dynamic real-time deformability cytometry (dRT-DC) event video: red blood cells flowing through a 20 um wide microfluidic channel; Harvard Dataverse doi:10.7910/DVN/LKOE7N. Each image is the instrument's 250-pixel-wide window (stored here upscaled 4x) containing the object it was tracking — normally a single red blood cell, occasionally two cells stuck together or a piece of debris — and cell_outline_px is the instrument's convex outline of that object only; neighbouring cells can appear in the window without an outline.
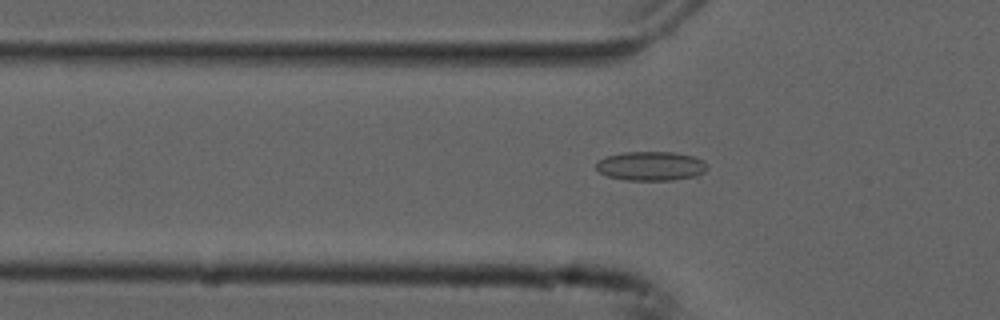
{"species": "common noctule bat (a hibernating species)", "species_latin": "Nyctalus noctula", "temperature_condition": "cold", "stored_images_in_passage": 54, "camera_frame_rate_fps": 3000, "um_per_image_px": 0.085, "animal": {"sex": "male", "forearm_length_mm": 52.5}, "frame": {"image": 1, "passage_image": 17, "time_ms": 5.333, "image_size_px": [1000, 320], "cell_outline_px": [[708, 168], [704, 172], [696, 176], [672, 180], [624, 180], [608, 176], [600, 172], [596, 168], [596, 164], [600, 160], [608, 156], [624, 152], [672, 152], [692, 156], [704, 160], [708, 164]], "centroid_in_image_um": [55.37, 14.12], "position_along_channel_um": 70.4, "area_um2": 18.84}}
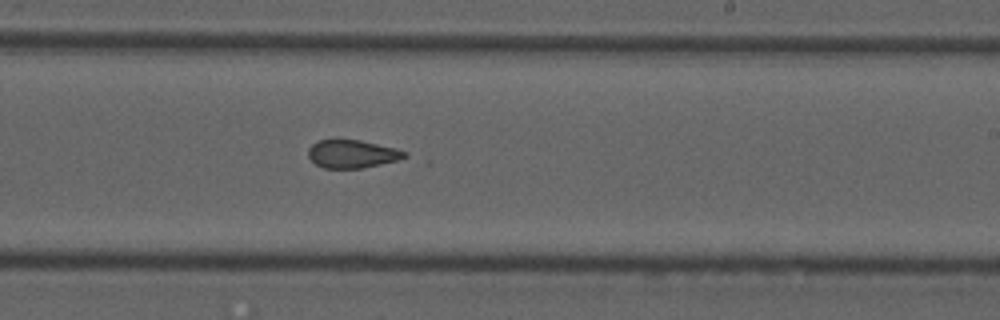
{"frame": {"image": 2, "passage_image": 32, "time_ms": 10.333, "image_size_px": [1000, 320], "cell_outline_px": [[408, 156], [400, 160], [360, 168], [324, 168], [316, 164], [308, 156], [308, 148], [316, 140], [360, 140], [396, 148], [408, 152]], "centroid_in_image_um": [29.95, 13.08], "position_along_channel_um": 259.0, "area_um2": 15.78}}
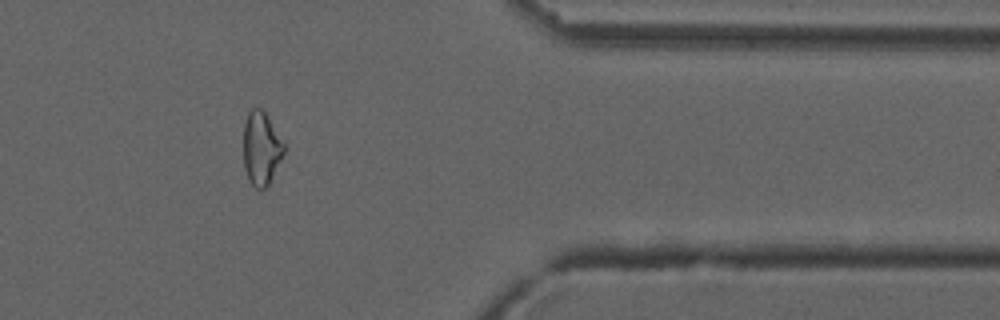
{"frame": {"image": 3, "passage_image": 44, "time_ms": 14.333, "image_size_px": [1000, 320], "cell_outline_px": [[284, 152], [268, 184], [264, 188], [256, 188], [248, 180], [244, 168], [244, 124], [248, 112], [252, 108], [260, 108], [264, 112], [284, 144]], "centroid_in_image_um": [22.17, 12.61], "position_along_channel_um": 389.2, "area_um2": 16.82}, "authors_computed_cell_mechanics": {"area_um2": 18.8428, "velocity_mm_per_s": 3.7727, "shape_relaxation_time_tau1_ms": null, "shape_relaxation_time_tau2_ms": 1.5215, "deformation_change_tau1": null, "deformation_change_tau2": 0.0858}}